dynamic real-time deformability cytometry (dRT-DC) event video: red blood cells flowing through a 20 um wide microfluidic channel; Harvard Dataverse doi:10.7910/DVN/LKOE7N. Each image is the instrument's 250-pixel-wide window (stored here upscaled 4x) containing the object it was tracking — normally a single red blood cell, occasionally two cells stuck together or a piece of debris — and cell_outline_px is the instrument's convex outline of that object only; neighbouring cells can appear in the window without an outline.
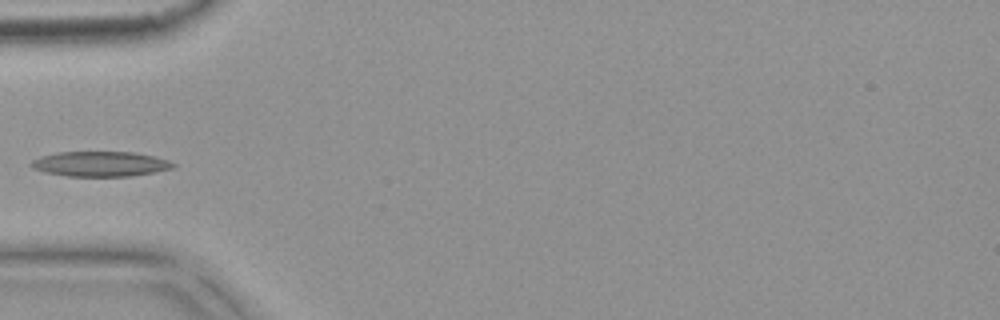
{"species": "common noctule bat (a hibernating species)", "species_latin": "Nyctalus noctula", "temperature_condition": "warm", "stored_images_in_passage": 5, "camera_frame_rate_fps": 3000, "um_per_image_px": 0.085, "animal": {"sex": "female", "body_mass_g": 18.4}, "frame": {"image": 1, "passage_image": 5, "time_ms": 1.333, "image_size_px": [1000, 320], "cell_outline_px": [[176, 164], [172, 168], [152, 172], [128, 176], [68, 176], [44, 172], [32, 168], [28, 164], [32, 160], [40, 156], [56, 152], [132, 152], [152, 156], [168, 160]], "centroid_in_image_um": [8.45, 13.93], "position_along_channel_um": 76.6, "area_um2": 20.58}}